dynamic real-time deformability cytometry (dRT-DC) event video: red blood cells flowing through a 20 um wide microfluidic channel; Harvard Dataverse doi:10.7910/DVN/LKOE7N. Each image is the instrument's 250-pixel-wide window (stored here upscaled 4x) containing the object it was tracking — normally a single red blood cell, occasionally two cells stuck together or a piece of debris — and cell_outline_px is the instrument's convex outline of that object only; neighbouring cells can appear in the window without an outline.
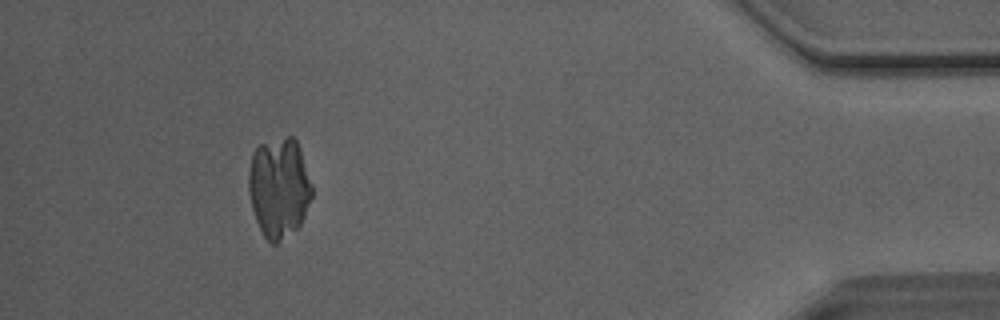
{"species": "Egyptian fruit bat (a non-hibernating species)", "species_latin": "Rousettus aegyptiacus", "temperature_condition": "room temperature", "stored_images_in_passage": 50, "camera_frame_rate_fps": 3000, "um_per_image_px": 0.085, "animal": {"sex": "male"}, "frame": {"image": 1, "passage_image": 46, "time_ms": 15.0, "image_size_px": [1000, 320], "cell_outline_px": [[312, 196], [304, 216], [300, 224], [296, 228], [276, 244], [272, 244], [264, 236], [256, 220], [252, 208], [248, 192], [248, 172], [252, 152], [260, 144], [288, 136], [292, 136], [296, 140], [300, 148], [312, 184]], "centroid_in_image_um": [23.7, 15.93], "position_along_channel_um": 411.5, "area_um2": 36.93}}